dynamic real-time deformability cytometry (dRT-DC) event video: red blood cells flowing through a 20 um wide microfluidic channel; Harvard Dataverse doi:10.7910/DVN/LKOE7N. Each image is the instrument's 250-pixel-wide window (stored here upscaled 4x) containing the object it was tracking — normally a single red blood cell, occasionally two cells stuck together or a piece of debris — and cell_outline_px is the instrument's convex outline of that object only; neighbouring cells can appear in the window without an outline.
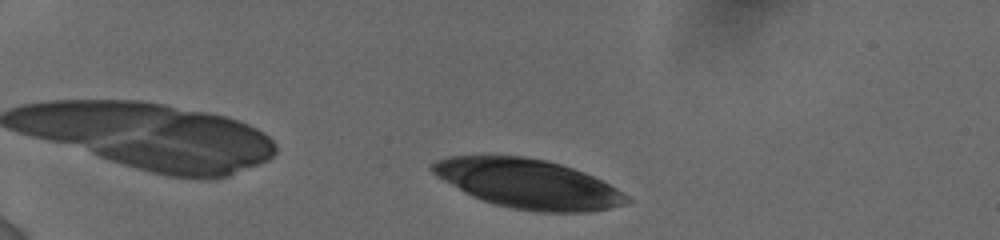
{"species": "human", "species_latin": "Homo sapiens", "temperature_condition": "cold", "stored_images_in_passage": 48, "camera_frame_rate_fps": 3000, "um_per_image_px": 0.085, "donor": {"sex": "female"}, "frame": {"image": 1, "passage_image": 4, "time_ms": 1.0, "image_size_px": [1000, 240], "cell_outline_px": [[632, 200], [624, 204], [608, 208], [588, 212], [540, 212], [512, 208], [492, 204], [472, 196], [464, 192], [436, 176], [428, 168], [436, 160], [452, 156], [524, 156], [544, 160], [560, 164], [584, 172], [616, 188], [628, 196]], "centroid_in_image_um": [44.86, 15.62], "position_along_channel_um": 40.1, "area_um2": 55.31}}